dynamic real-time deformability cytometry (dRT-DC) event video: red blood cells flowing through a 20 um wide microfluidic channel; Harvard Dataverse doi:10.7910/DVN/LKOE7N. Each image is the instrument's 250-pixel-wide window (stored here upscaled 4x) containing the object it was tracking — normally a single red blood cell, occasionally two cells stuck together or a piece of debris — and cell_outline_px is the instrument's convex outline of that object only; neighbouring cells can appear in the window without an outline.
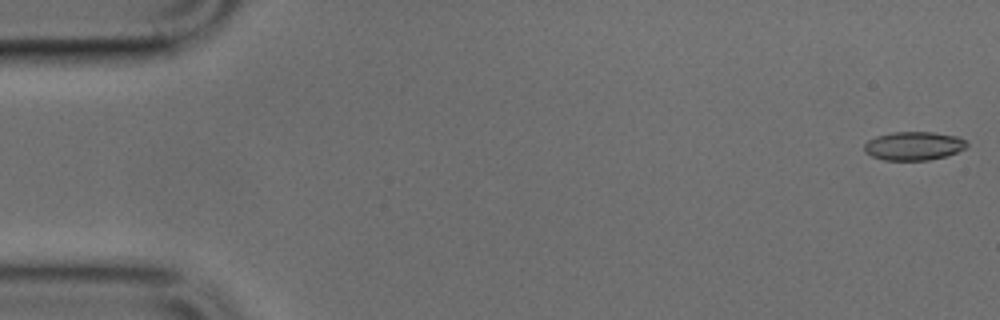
{"species": "common noctule bat (a hibernating species)", "species_latin": "Nyctalus noctula", "temperature_condition": "cold", "stored_images_in_passage": 49, "camera_frame_rate_fps": 3000, "um_per_image_px": 0.085, "animal": {"sex": "male", "body_mass_g": 17.9, "forearm_length_mm": 54.2}, "frame": {"image": 1, "passage_image": 1, "time_ms": 0.0, "image_size_px": [1000, 320], "cell_outline_px": [[968, 144], [964, 148], [956, 152], [944, 156], [928, 160], [884, 160], [872, 156], [864, 152], [864, 144], [868, 140], [876, 136], [892, 132], [932, 132], [960, 136]], "centroid_in_image_um": [77.64, 12.39], "position_along_channel_um": 7.4, "area_um2": 17.05}}
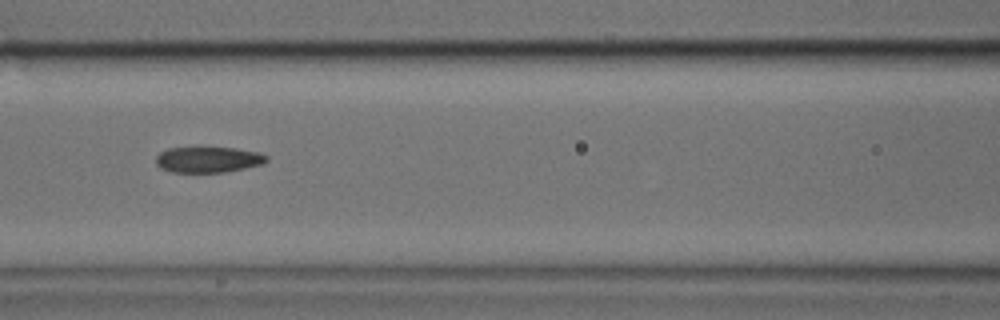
{"frame": {"image": 2, "passage_image": 21, "time_ms": 6.667, "image_size_px": [1000, 320], "cell_outline_px": [[268, 160], [264, 164], [224, 172], [172, 172], [160, 168], [156, 164], [156, 156], [160, 152], [168, 148], [236, 148], [260, 152], [268, 156]], "centroid_in_image_um": [17.72, 13.57], "position_along_channel_um": 148.9, "area_um2": 16.65}}
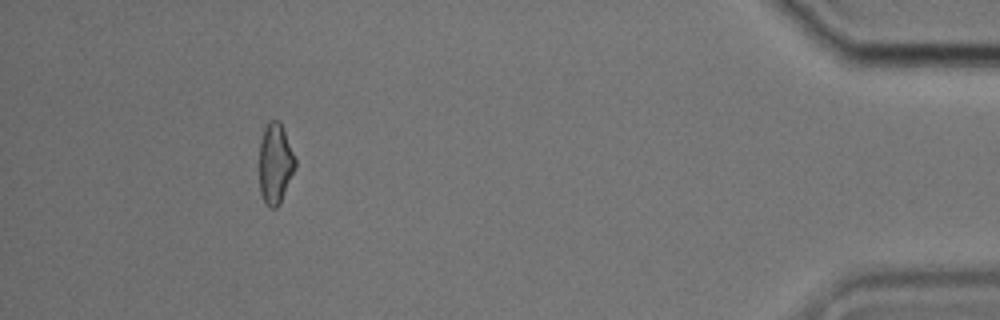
{"frame": {"image": 3, "passage_image": 45, "time_ms": 14.667, "image_size_px": [1000, 320], "cell_outline_px": [[296, 168], [280, 204], [276, 208], [268, 208], [260, 192], [260, 140], [264, 128], [268, 120], [280, 120], [296, 156]], "centroid_in_image_um": [23.42, 13.88], "position_along_channel_um": 411.8, "area_um2": 17.22}}